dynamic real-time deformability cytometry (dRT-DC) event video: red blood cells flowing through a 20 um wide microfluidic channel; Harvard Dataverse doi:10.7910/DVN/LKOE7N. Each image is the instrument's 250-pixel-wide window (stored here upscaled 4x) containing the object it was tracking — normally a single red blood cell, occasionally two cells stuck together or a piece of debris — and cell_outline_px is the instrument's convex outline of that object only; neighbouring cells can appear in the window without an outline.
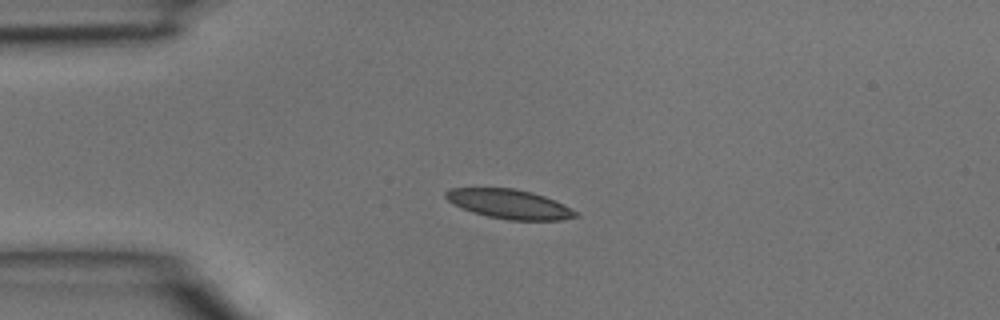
{"species": "common noctule bat (a hibernating species)", "species_latin": "Nyctalus noctula", "temperature_condition": "room temperature", "stored_images_in_passage": 1, "camera_frame_rate_fps": 3000, "um_per_image_px": 0.085, "animal": {"sex": "male", "body_mass_g": 15.6}, "frame": {"image": 1, "passage_image": 1, "time_ms": 0.0, "image_size_px": [1000, 320], "cell_outline_px": [[580, 216], [560, 220], [508, 220], [488, 216], [472, 212], [460, 208], [452, 204], [444, 196], [444, 192], [448, 188], [512, 188], [532, 192], [544, 196], [564, 204], [576, 212]], "centroid_in_image_um": [43.25, 17.34], "position_along_channel_um": 41.7, "area_um2": 22.25}}